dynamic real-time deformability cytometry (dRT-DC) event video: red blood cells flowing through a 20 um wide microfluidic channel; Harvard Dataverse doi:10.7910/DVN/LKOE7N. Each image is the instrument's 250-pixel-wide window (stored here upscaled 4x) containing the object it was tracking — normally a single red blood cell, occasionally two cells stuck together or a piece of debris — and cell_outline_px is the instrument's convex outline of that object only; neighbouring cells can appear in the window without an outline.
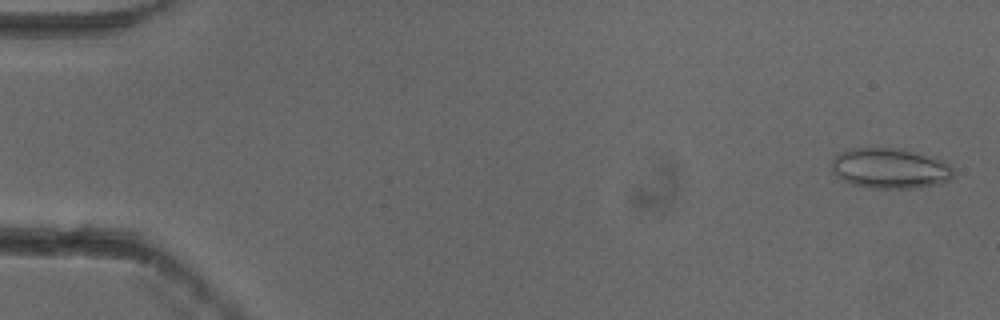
{"species": "common noctule bat (a hibernating species)", "species_latin": "Nyctalus noctula", "temperature_condition": "cold", "stored_images_in_passage": 54, "camera_frame_rate_fps": 3000, "um_per_image_px": 0.085, "animal": {"sex": "female"}, "frame": {"image": 1, "passage_image": 2, "time_ms": 0.333, "image_size_px": [1000, 320], "cell_outline_px": [[956, 172], [948, 180], [936, 184], [908, 188], [872, 188], [852, 184], [836, 176], [832, 172], [832, 160], [840, 152], [852, 148], [904, 148], [920, 152], [944, 160]], "centroid_in_image_um": [75.67, 14.29], "position_along_channel_um": 9.3, "area_um2": 28.78}}
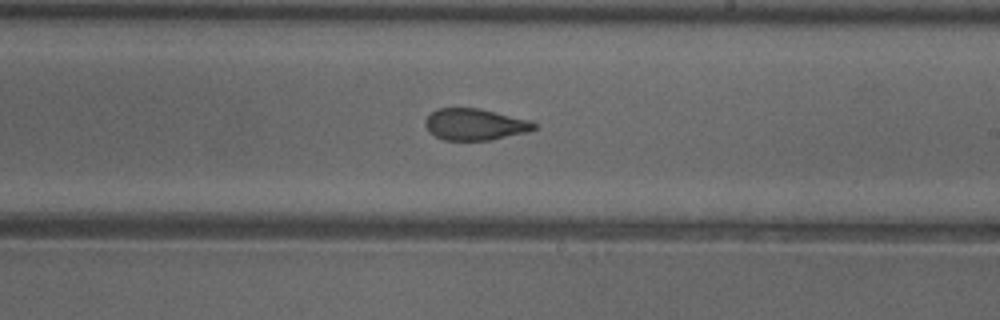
{"frame": {"image": 2, "passage_image": 32, "time_ms": 10.333, "image_size_px": [1000, 320], "cell_outline_px": [[536, 128], [528, 132], [492, 140], [444, 140], [428, 132], [424, 124], [424, 120], [436, 108], [480, 108], [532, 120], [536, 124]], "centroid_in_image_um": [40.38, 10.57], "position_along_channel_um": 248.6, "area_um2": 20.29}}
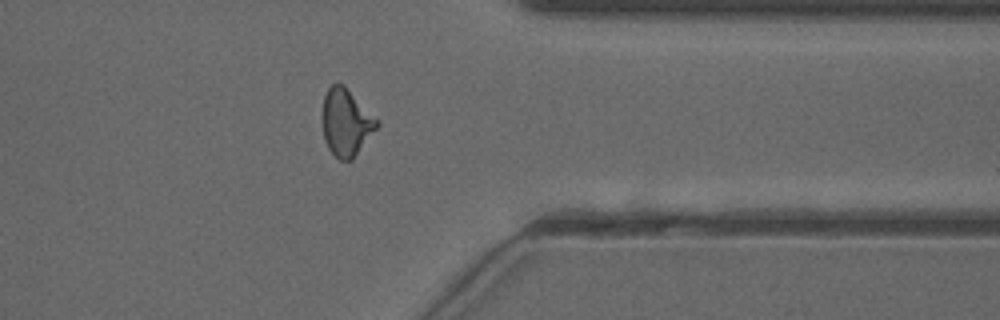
{"frame": {"image": 3, "passage_image": 43, "time_ms": 14.0, "image_size_px": [1000, 320], "cell_outline_px": [[380, 124], [352, 160], [340, 160], [328, 148], [324, 140], [320, 116], [324, 96], [328, 88], [336, 80], [344, 84], [380, 120]], "centroid_in_image_um": [29.4, 10.35], "position_along_channel_um": 382.0, "area_um2": 21.96}, "authors_computed_cell_mechanics": {"area_um2": 21.2415, "velocity_mm_per_s": 3.8697, "shape_relaxation_time_tau1_ms": 7.9841, "shape_relaxation_time_tau2_ms": 1.8568, "deformation_change_tau1": 0.1881, "deformation_change_tau2": 0.0821}}